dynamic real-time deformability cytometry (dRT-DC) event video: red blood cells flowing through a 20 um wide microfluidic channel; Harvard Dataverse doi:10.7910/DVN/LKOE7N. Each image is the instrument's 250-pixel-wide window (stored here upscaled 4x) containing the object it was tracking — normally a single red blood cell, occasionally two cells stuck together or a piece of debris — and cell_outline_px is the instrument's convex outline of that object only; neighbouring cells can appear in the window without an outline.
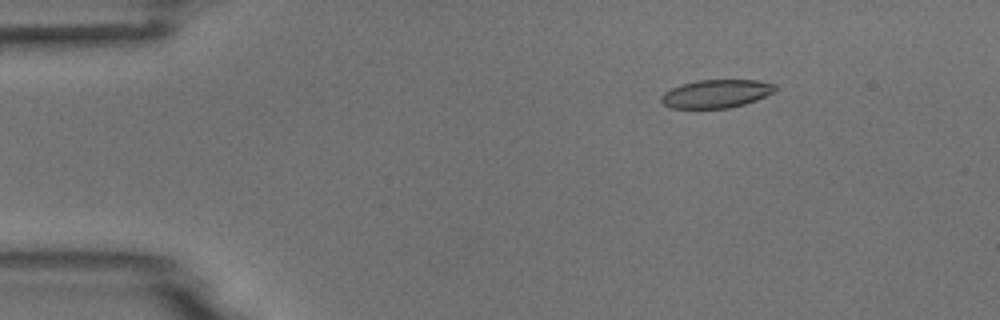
{"species": "common noctule bat (a hibernating species)", "species_latin": "Nyctalus noctula", "temperature_condition": "room temperature", "stored_images_in_passage": 6, "segment_of_instrument_passage": [1, 2], "camera_frame_rate_fps": 3000, "um_per_image_px": 0.085, "animal": {"sex": "male", "body_mass_g": 18.8}, "frame": {"image": 1, "passage_image": 3, "time_ms": 2.0, "image_size_px": [1000, 320], "cell_outline_px": [[776, 92], [756, 100], [744, 104], [728, 108], [672, 108], [664, 104], [660, 100], [660, 96], [664, 92], [680, 84], [696, 80], [756, 80], [776, 84]], "centroid_in_image_um": [60.89, 7.96], "position_along_channel_um": 24.1, "area_um2": 18.84}}